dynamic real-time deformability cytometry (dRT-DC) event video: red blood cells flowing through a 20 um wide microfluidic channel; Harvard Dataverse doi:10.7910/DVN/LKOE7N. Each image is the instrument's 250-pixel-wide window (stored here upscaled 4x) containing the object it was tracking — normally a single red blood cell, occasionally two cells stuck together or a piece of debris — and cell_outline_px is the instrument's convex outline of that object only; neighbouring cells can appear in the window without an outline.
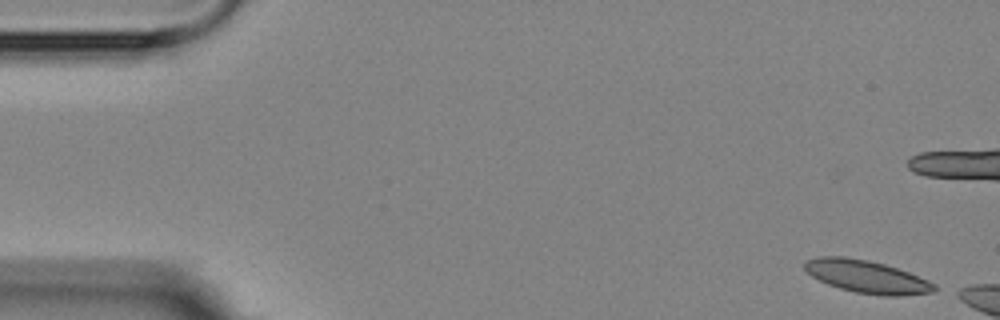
{"species": "Egyptian fruit bat (a non-hibernating species)", "species_latin": "Rousettus aegyptiacus", "temperature_condition": "room temperature", "stored_images_in_passage": 3, "camera_frame_rate_fps": 3000, "um_per_image_px": 0.085, "animal": {"sex": "female"}, "frame": {"image": 1, "passage_image": 1, "time_ms": 0.0, "image_size_px": [1000, 320], "cell_outline_px": [[940, 288], [932, 292], [900, 296], [880, 296], [856, 292], [840, 288], [828, 284], [812, 276], [804, 268], [804, 264], [808, 260], [816, 256], [844, 256], [868, 260], [884, 264], [908, 272], [928, 280], [936, 284]], "centroid_in_image_um": [73.7, 23.52], "position_along_channel_um": 11.3, "area_um2": 24.68}}